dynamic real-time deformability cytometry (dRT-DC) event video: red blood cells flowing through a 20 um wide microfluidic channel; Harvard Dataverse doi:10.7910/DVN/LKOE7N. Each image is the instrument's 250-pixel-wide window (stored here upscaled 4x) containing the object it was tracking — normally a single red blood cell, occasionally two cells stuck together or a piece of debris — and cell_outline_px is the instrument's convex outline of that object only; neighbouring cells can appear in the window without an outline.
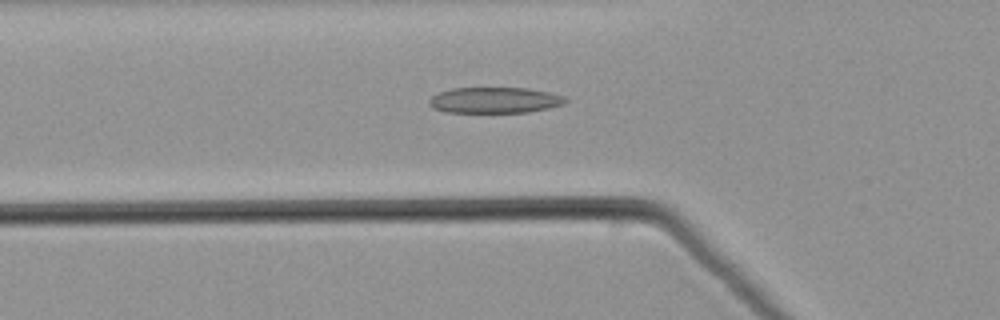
{"species": "common noctule bat (a hibernating species)", "species_latin": "Nyctalus noctula", "temperature_condition": "warm", "stored_images_in_passage": 54, "camera_frame_rate_fps": 3000, "um_per_image_px": 0.085, "animal": {"sex": "male", "body_mass_g": 21.5, "forearm_length_mm": 52.0}, "frame": {"image": 1, "passage_image": 19, "time_ms": 6.0, "image_size_px": [1000, 320], "cell_outline_px": [[568, 100], [564, 104], [548, 108], [528, 112], [444, 112], [432, 108], [428, 104], [428, 100], [432, 96], [440, 92], [452, 88], [528, 88], [548, 92], [564, 96]], "centroid_in_image_um": [42.03, 8.51], "position_along_channel_um": 83.8, "area_um2": 20.58}}
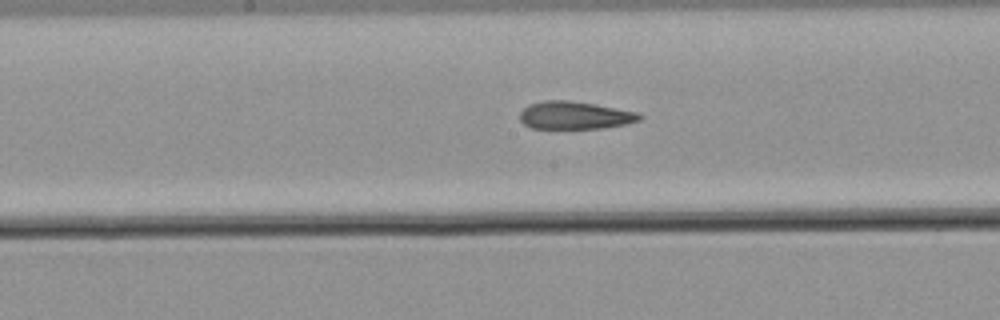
{"frame": {"image": 2, "passage_image": 28, "time_ms": 9.0, "image_size_px": [1000, 320], "cell_outline_px": [[644, 116], [640, 120], [624, 124], [604, 128], [532, 128], [524, 124], [520, 120], [520, 112], [528, 104], [544, 100], [568, 100], [640, 112]], "centroid_in_image_um": [48.86, 9.8], "position_along_channel_um": 199.3, "area_um2": 19.31}}
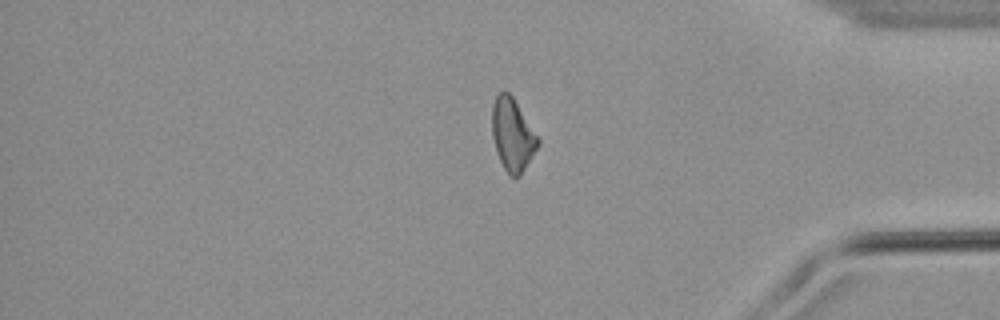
{"frame": {"image": 3, "passage_image": 45, "time_ms": 14.667, "image_size_px": [1000, 320], "cell_outline_px": [[540, 144], [520, 176], [512, 176], [504, 168], [500, 160], [492, 136], [492, 104], [496, 96], [504, 88], [512, 96], [540, 140]], "centroid_in_image_um": [43.56, 11.42], "position_along_channel_um": 391.6, "area_um2": 19.13}}